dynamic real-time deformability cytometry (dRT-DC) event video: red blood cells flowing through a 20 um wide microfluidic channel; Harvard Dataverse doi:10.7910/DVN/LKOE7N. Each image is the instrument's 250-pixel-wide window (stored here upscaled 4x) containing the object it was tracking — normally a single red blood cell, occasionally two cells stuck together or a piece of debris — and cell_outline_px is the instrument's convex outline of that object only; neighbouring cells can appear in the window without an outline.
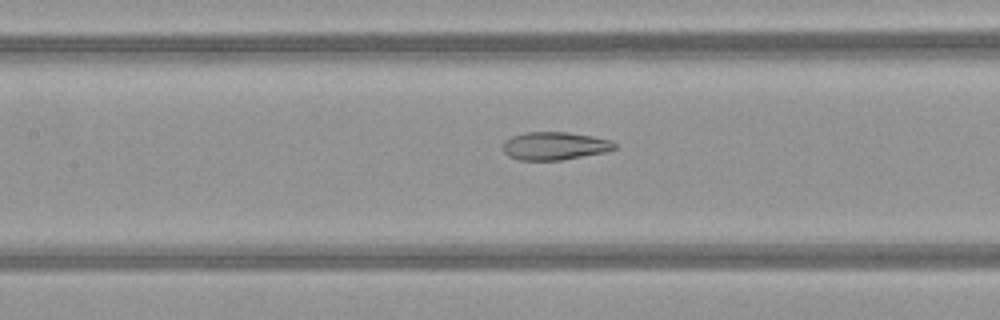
{"species": "common noctule bat (a hibernating species)", "species_latin": "Nyctalus noctula", "temperature_condition": "warm", "stored_images_in_passage": 49, "camera_frame_rate_fps": 3000, "um_per_image_px": 0.085, "animal": {"sex": "female", "body_mass_g": 21.9}, "frame": {"image": 1, "passage_image": 24, "time_ms": 7.667, "image_size_px": [1000, 320], "cell_outline_px": [[616, 148], [608, 152], [560, 160], [520, 160], [508, 156], [504, 152], [504, 140], [512, 136], [524, 132], [568, 132], [592, 136], [612, 140], [616, 144]], "centroid_in_image_um": [47.17, 12.4], "position_along_channel_um": 160.2, "area_um2": 18.32}}
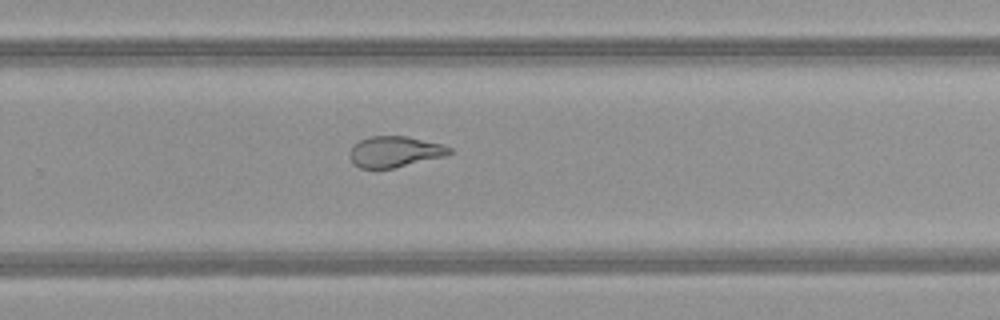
{"frame": {"image": 2, "passage_image": 34, "time_ms": 11.0, "image_size_px": [1000, 320], "cell_outline_px": [[452, 152], [448, 156], [396, 168], [360, 168], [348, 156], [348, 152], [352, 144], [368, 136], [408, 136], [444, 144], [452, 148]], "centroid_in_image_um": [33.59, 12.89], "position_along_channel_um": 296.2, "area_um2": 18.44}}
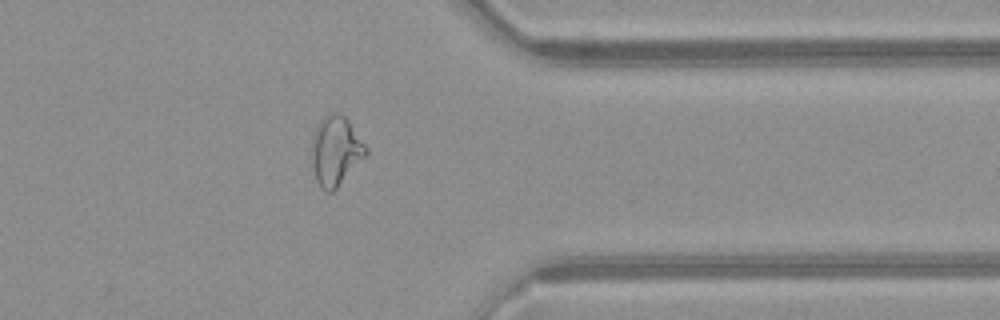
{"frame": {"image": 3, "passage_image": 41, "time_ms": 13.333, "image_size_px": [1000, 320], "cell_outline_px": [[368, 152], [336, 188], [332, 192], [324, 192], [320, 188], [316, 180], [312, 164], [312, 140], [316, 128], [320, 120], [324, 116], [332, 112], [340, 112], [348, 120], [368, 148]], "centroid_in_image_um": [28.52, 12.81], "position_along_channel_um": 382.9, "area_um2": 21.68}, "authors_computed_cell_mechanics": {"area_um2": 22.3108, "velocity_mm_per_s": 4.1015, "shape_relaxation_time_tau1_ms": null, "shape_relaxation_time_tau2_ms": 1.5171, "deformation_change_tau1": null, "deformation_change_tau2": 0.0928}}